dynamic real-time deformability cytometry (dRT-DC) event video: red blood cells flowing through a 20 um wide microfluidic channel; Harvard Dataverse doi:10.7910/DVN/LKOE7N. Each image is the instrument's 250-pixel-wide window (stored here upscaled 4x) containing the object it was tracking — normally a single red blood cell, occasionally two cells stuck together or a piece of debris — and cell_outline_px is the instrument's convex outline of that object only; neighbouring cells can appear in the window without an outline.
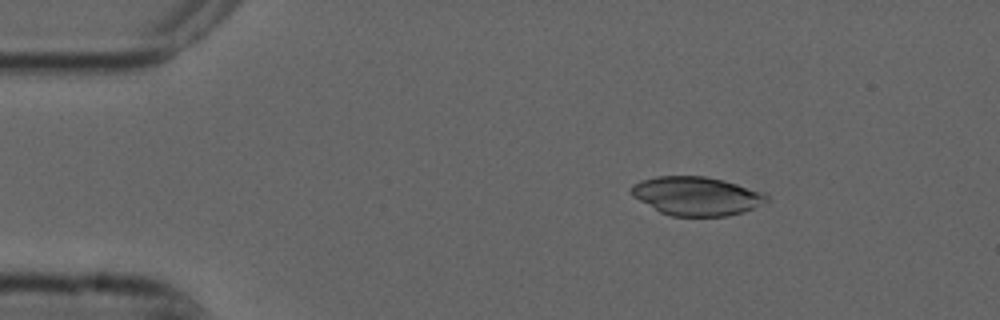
{"species": "common noctule bat (a hibernating species)", "species_latin": "Nyctalus noctula", "temperature_condition": "cold", "stored_images_in_passage": 4, "camera_frame_rate_fps": 3000, "um_per_image_px": 0.085, "animal": {"sex": "male", "forearm_length_mm": 52.5}, "frame": {"image": 1, "passage_image": 1, "time_ms": 0.0, "image_size_px": [1000, 320], "cell_outline_px": [[768, 200], [744, 212], [728, 216], [672, 216], [660, 212], [632, 196], [628, 192], [628, 188], [632, 184], [640, 180], [656, 176], [704, 176], [724, 180], [764, 192], [768, 196]], "centroid_in_image_um": [59.16, 16.65], "position_along_channel_um": 25.8, "area_um2": 30.69}}